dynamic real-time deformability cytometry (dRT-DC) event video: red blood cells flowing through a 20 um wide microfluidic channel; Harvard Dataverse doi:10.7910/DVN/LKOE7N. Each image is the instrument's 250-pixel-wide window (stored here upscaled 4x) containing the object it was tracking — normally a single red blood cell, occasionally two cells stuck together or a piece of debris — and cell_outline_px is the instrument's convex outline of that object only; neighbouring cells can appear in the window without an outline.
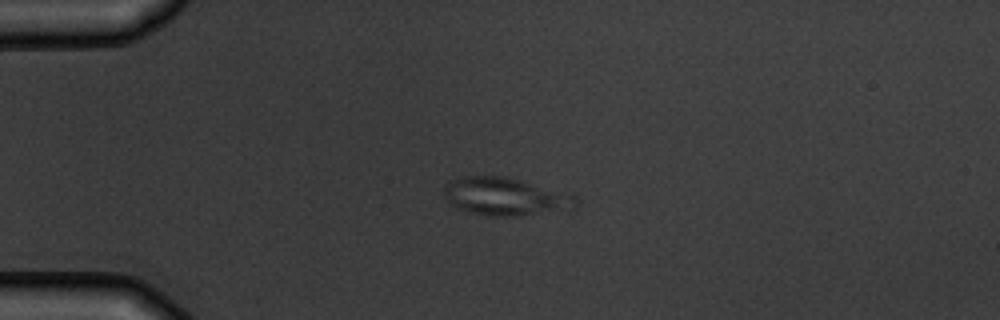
{"species": "common noctule bat (a hibernating species)", "species_latin": "Nyctalus noctula", "temperature_condition": "warm", "stored_images_in_passage": 5, "camera_frame_rate_fps": 3000, "um_per_image_px": 0.085, "animal": {"sex": "male", "body_mass_g": 19.5, "forearm_length_mm": 54.6}, "frame": {"image": 1, "passage_image": 3, "time_ms": 2.333, "image_size_px": [1000, 320], "cell_outline_px": [[576, 208], [508, 216], [492, 216], [468, 212], [456, 208], [444, 196], [444, 184], [448, 180], [464, 176], [508, 176], [572, 192], [576, 196]], "centroid_in_image_um": [42.96, 16.67], "position_along_channel_um": 42.0, "area_um2": 29.48}}